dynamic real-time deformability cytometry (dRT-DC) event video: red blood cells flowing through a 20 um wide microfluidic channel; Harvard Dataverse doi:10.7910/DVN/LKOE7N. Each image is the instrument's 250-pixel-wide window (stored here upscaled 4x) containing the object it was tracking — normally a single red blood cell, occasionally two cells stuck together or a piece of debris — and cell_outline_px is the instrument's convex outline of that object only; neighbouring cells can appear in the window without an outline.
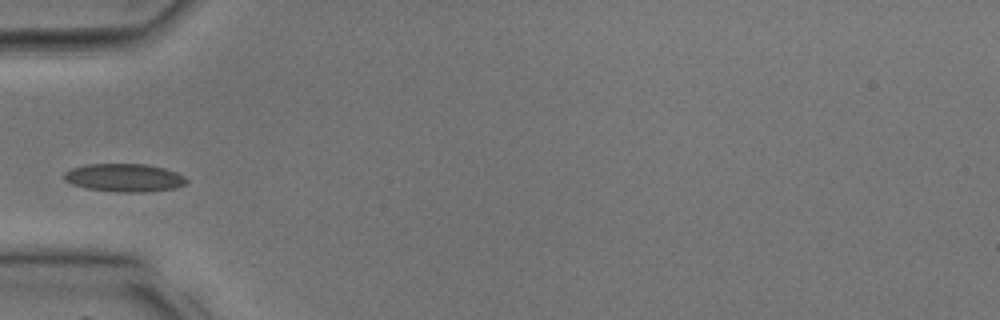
{"species": "common noctule bat (a hibernating species)", "species_latin": "Nyctalus noctula", "temperature_condition": "room temperature", "stored_images_in_passage": 2, "camera_frame_rate_fps": 3000, "um_per_image_px": 0.085, "animal": {"sex": "male", "body_mass_g": 17.9, "forearm_length_mm": 54.2}, "frame": {"image": 1, "passage_image": 2, "time_ms": 0.333, "image_size_px": [1000, 320], "cell_outline_px": [[188, 184], [176, 188], [148, 192], [116, 192], [88, 188], [72, 184], [64, 180], [64, 172], [72, 168], [84, 164], [148, 164], [164, 168], [176, 172], [184, 176], [188, 180]], "centroid_in_image_um": [10.6, 15.1], "position_along_channel_um": 74.4, "area_um2": 20.23}}